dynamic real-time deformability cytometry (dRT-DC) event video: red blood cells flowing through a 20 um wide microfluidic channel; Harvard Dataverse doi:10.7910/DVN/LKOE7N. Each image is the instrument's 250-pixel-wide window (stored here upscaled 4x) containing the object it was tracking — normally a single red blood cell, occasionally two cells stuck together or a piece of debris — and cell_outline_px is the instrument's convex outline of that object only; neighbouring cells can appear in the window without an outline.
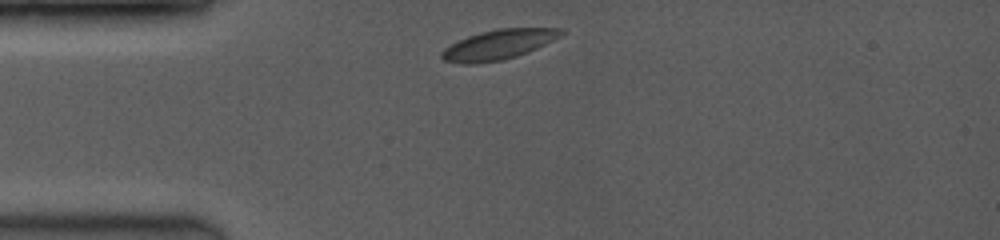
{"species": "common noctule bat (a hibernating species)", "species_latin": "Nyctalus noctula", "temperature_condition": "room temperature", "stored_images_in_passage": 4, "camera_frame_rate_fps": 3500, "um_per_image_px": 0.085, "animal": {"sex": "female", "body_mass_g": 19.0, "forearm_length_mm": 53.3}, "frame": {"image": 1, "passage_image": 1, "time_ms": 0.0, "image_size_px": [1000, 240], "cell_outline_px": [[564, 32], [560, 36], [536, 48], [516, 56], [500, 60], [472, 64], [460, 64], [444, 60], [440, 56], [440, 52], [444, 48], [468, 36], [480, 32], [500, 28], [560, 28]], "centroid_in_image_um": [42.32, 3.79], "position_along_channel_um": 42.7, "area_um2": 20.4}}